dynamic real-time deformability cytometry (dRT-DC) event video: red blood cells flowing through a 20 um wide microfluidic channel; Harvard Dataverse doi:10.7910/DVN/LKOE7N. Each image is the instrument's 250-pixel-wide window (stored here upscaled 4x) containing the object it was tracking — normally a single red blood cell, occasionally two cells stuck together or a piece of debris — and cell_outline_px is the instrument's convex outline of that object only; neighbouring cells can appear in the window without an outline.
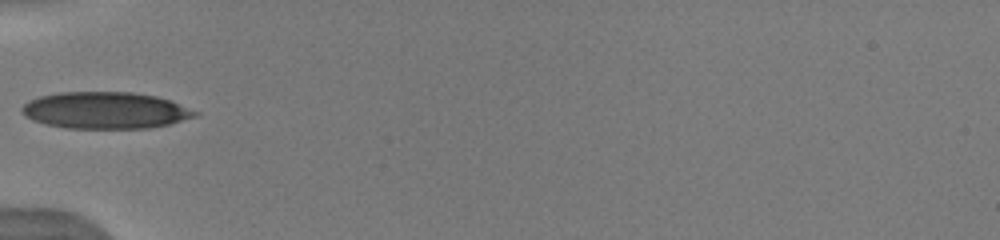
{"species": "human", "species_latin": "Homo sapiens", "temperature_condition": "warm", "stored_images_in_passage": 35, "camera_frame_rate_fps": 3000, "um_per_image_px": 0.085, "donor": {"sex": "male"}, "frame": {"image": 1, "passage_image": 1, "time_ms": 0.0, "image_size_px": [1000, 240], "cell_outline_px": [[200, 112], [196, 116], [168, 124], [148, 128], [68, 128], [48, 124], [32, 120], [24, 116], [20, 112], [20, 108], [28, 100], [40, 96], [60, 92], [132, 92], [156, 96], [168, 100]], "centroid_in_image_um": [8.91, 9.37], "position_along_channel_um": 76.1, "area_um2": 36.93}}